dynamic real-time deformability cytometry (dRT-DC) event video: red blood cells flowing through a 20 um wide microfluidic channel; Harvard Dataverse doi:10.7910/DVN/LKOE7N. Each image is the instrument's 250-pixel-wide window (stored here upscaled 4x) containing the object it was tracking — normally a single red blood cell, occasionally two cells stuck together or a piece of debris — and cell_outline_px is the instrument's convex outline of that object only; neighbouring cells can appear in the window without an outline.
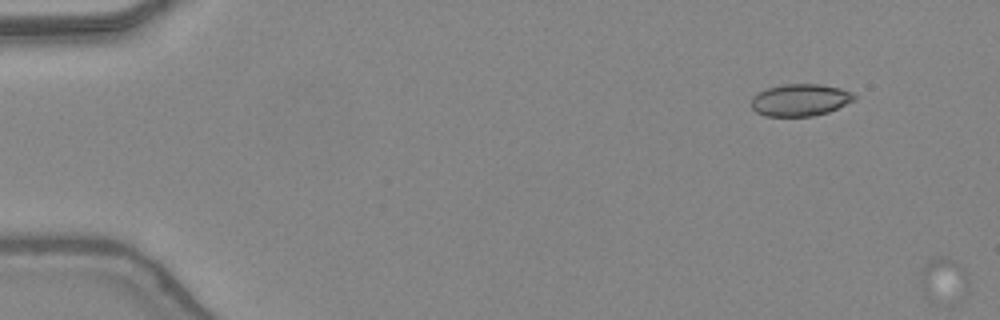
{"species": "common noctule bat (a hibernating species)", "species_latin": "Nyctalus noctula", "temperature_condition": "warm", "stored_images_in_passage": 5, "segment_of_instrument_passage": [2, 2], "camera_frame_rate_fps": 3000, "um_per_image_px": 0.085, "animal": {"sex": "female", "body_mass_g": 24.6, "forearm_length_mm": 56.2}, "frame": {"image": 1, "passage_image": 5, "time_ms": 1.333, "image_size_px": [1000, 320], "cell_outline_px": [[968, 284], [964, 300], [928, 296], [920, 288], [920, 280], [924, 264], [928, 260], [936, 256], [940, 256], [952, 260], [964, 272], [968, 280]], "centroid_in_image_um": [80.2, 23.73], "position_along_channel_um": 4.8, "area_um2": 11.68}}